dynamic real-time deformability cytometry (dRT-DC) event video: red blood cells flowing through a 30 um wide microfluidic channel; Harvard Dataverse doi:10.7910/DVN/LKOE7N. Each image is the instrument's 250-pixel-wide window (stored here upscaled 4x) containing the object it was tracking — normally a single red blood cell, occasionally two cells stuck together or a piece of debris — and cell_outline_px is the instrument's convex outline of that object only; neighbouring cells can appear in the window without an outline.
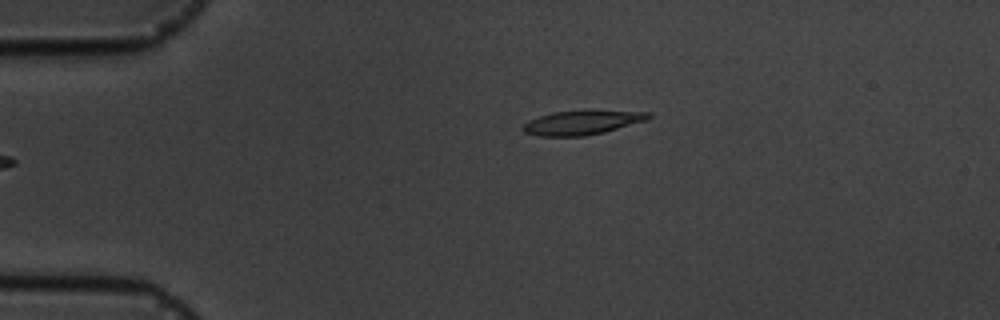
{"species": "common noctule bat (a hibernating species)", "species_latin": "Nyctalus noctula", "temperature_condition": "cold", "stored_images_in_passage": 6, "camera_frame_rate_fps": 3000, "um_per_image_px": 0.085, "animal": {"sex": "male", "body_mass_g": 19.5, "forearm_length_mm": 54.6}, "frame": {"image": 1, "passage_image": 1, "time_ms": 0.0, "image_size_px": [1000, 320], "cell_outline_px": [[652, 116], [648, 120], [604, 132], [584, 136], [540, 136], [524, 132], [520, 128], [528, 120], [552, 112], [652, 112]], "centroid_in_image_um": [49.43, 10.45], "position_along_channel_um": 35.6, "area_um2": 17.11}}
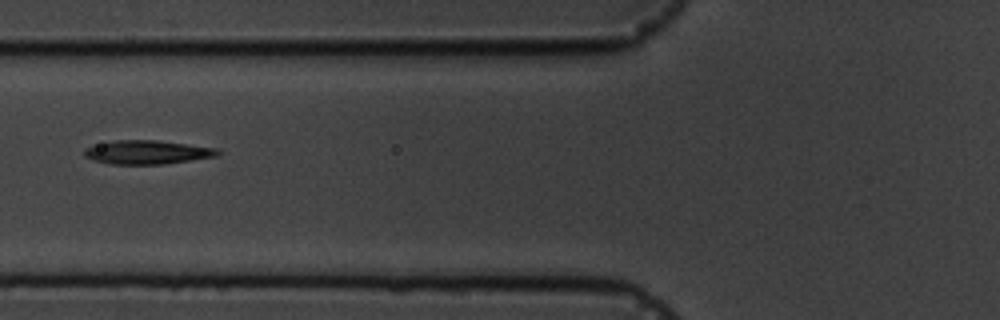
{"frame": {"image": 2, "passage_image": 4, "time_ms": 3.333, "image_size_px": [1000, 320], "cell_outline_px": [[220, 152], [216, 156], [164, 164], [108, 164], [92, 160], [84, 156], [84, 148], [116, 140], [156, 140], [216, 148]], "centroid_in_image_um": [12.47, 12.94], "position_along_channel_um": 113.3, "area_um2": 18.26}}
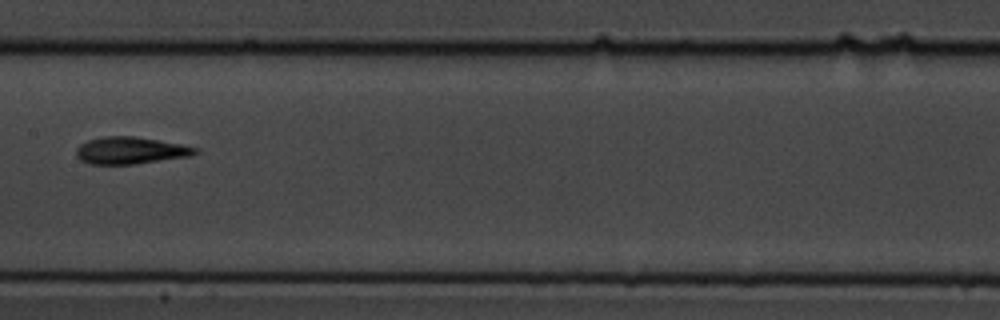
{"frame": {"image": 3, "passage_image": 6, "time_ms": 5.667, "image_size_px": [1000, 320], "cell_outline_px": [[200, 152], [188, 156], [132, 164], [88, 164], [80, 160], [76, 156], [76, 148], [80, 144], [88, 140], [104, 136], [136, 136], [180, 144], [200, 148]], "centroid_in_image_um": [11.06, 12.78], "position_along_channel_um": 196.3, "area_um2": 18.73}}